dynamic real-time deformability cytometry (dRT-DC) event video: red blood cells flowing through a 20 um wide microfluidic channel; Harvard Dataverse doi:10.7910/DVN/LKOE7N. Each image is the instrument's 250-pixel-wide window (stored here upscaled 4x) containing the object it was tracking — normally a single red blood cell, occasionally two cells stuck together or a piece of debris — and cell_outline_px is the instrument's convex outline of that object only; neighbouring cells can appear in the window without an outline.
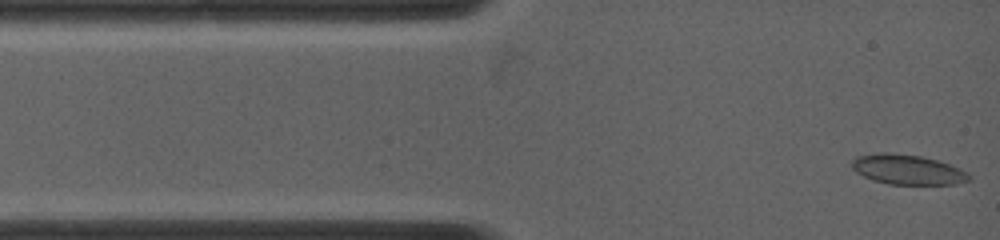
{"species": "common noctule bat (a hibernating species)", "species_latin": "Nyctalus noctula", "temperature_condition": "warm", "stored_images_in_passage": 69, "camera_frame_rate_fps": 5000, "um_per_image_px": 0.085, "animal": {"sex": "female", "body_mass_g": 19.0, "forearm_length_mm": 53.3}, "frame": {"image": 1, "passage_image": 1, "time_ms": 0.0, "image_size_px": [1000, 240], "cell_outline_px": [[972, 180], [956, 184], [888, 184], [872, 180], [856, 172], [852, 168], [852, 160], [856, 156], [880, 152], [888, 152], [920, 156], [936, 160], [948, 164], [964, 172]], "centroid_in_image_um": [77.07, 14.41], "position_along_channel_um": 7.9, "area_um2": 20.17}}
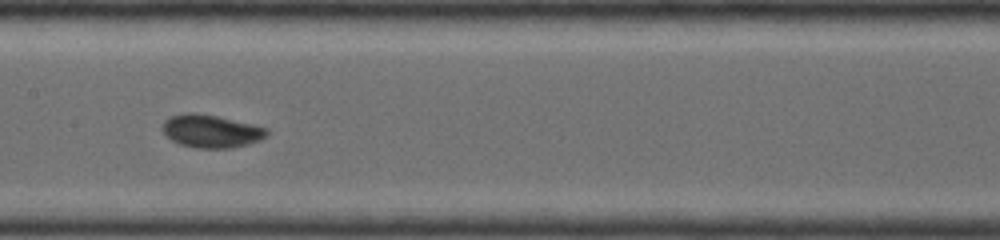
{"frame": {"image": 2, "passage_image": 30, "time_ms": 5.8, "image_size_px": [1000, 240], "cell_outline_px": [[268, 136], [260, 140], [248, 144], [232, 148], [196, 148], [180, 144], [164, 136], [160, 128], [164, 120], [172, 116], [216, 116], [252, 124], [268, 128]], "centroid_in_image_um": [17.97, 11.21], "position_along_channel_um": 189.4, "area_um2": 19.48}}
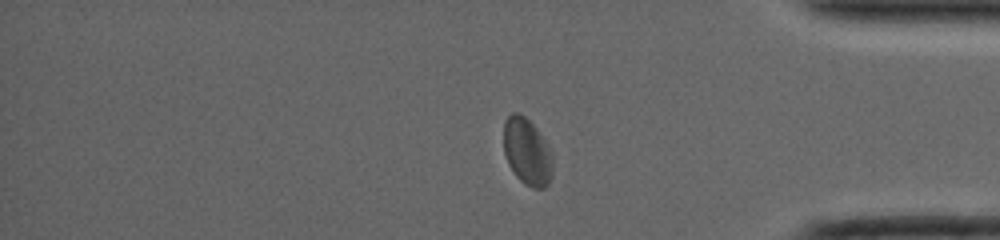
{"frame": {"image": 3, "passage_image": 58, "time_ms": 11.4, "image_size_px": [1000, 240], "cell_outline_px": [[552, 176], [548, 184], [544, 188], [532, 188], [524, 184], [516, 176], [508, 164], [504, 152], [504, 120], [512, 112], [516, 112], [524, 116], [536, 128], [548, 144], [552, 152]], "centroid_in_image_um": [44.81, 12.91], "position_along_channel_um": 390.4, "area_um2": 19.25}, "authors_computed_cell_mechanics": {"area_um2": 19.4208, "velocity_mm_per_s": 3.9235, "shape_relaxation_time_tau1_ms": 9.9963, "shape_relaxation_time_tau2_ms": 0.9396, "deformation_change_tau1": 0.1454, "deformation_change_tau2": 0.034}}